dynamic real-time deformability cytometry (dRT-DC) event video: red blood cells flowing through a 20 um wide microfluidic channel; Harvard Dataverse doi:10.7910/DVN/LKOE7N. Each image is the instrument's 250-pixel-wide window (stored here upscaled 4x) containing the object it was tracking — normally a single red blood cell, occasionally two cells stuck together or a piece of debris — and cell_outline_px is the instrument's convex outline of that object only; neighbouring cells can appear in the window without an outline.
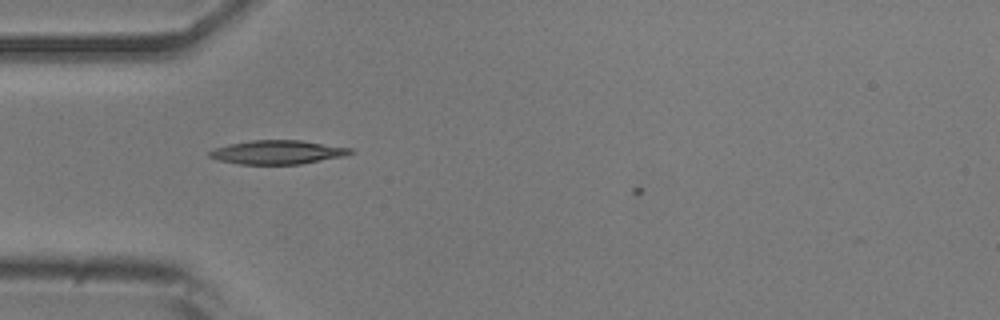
{"species": "common noctule bat (a hibernating species)", "species_latin": "Nyctalus noctula", "temperature_condition": "room temperature", "stored_images_in_passage": 5, "camera_frame_rate_fps": 3000, "um_per_image_px": 0.085, "animal": {"sex": "male", "body_mass_g": 20.5, "forearm_length_mm": 52.5}, "frame": {"image": 1, "passage_image": 2, "time_ms": 0.333, "image_size_px": [1000, 320], "cell_outline_px": [[356, 152], [344, 156], [300, 164], [240, 164], [216, 160], [208, 156], [208, 152], [216, 148], [228, 144], [252, 140], [300, 140], [352, 148]], "centroid_in_image_um": [23.59, 12.94], "position_along_channel_um": 61.4, "area_um2": 19.59}}